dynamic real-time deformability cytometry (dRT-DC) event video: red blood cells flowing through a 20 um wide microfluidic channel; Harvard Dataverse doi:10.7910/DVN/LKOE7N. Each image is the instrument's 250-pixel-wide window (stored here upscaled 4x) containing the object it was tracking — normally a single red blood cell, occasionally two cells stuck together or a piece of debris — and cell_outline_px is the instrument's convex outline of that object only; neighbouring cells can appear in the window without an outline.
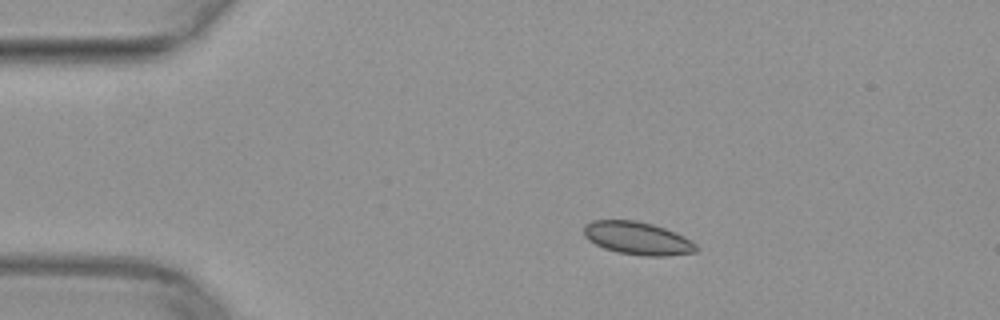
{"species": "common noctule bat (a hibernating species)", "species_latin": "Nyctalus noctula", "temperature_condition": "warm", "stored_images_in_passage": 21, "camera_frame_rate_fps": 3000, "um_per_image_px": 0.085, "animal": {"sex": "female", "body_mass_g": 29.2, "forearm_length_mm": 56.3}, "frame": {"image": 1, "passage_image": 9, "time_ms": 2.667, "image_size_px": [1000, 320], "cell_outline_px": [[700, 248], [696, 252], [664, 256], [644, 256], [616, 252], [604, 248], [588, 240], [584, 236], [584, 224], [592, 220], [636, 220], [652, 224], [676, 232], [692, 240]], "centroid_in_image_um": [54.2, 20.25], "position_along_channel_um": 30.8, "area_um2": 21.73}}
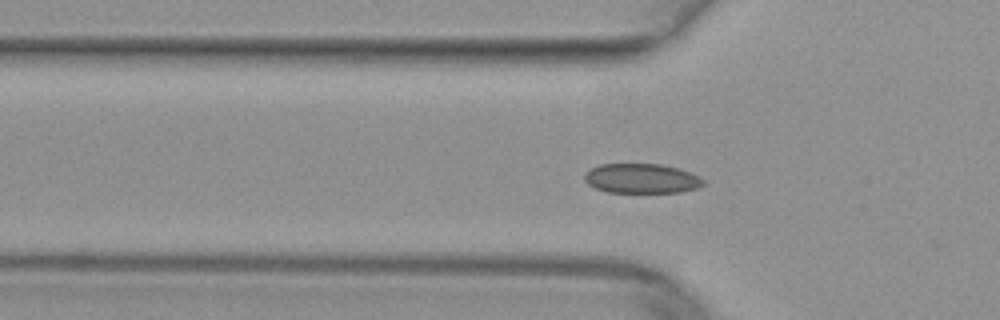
{"frame": {"image": 2, "passage_image": 16, "time_ms": 5.0, "image_size_px": [1000, 320], "cell_outline_px": [[704, 184], [696, 188], [680, 192], [608, 192], [596, 188], [588, 184], [584, 180], [584, 176], [592, 168], [600, 164], [660, 164], [680, 168], [700, 176], [704, 180]], "centroid_in_image_um": [54.56, 15.16], "position_along_channel_um": 71.2, "area_um2": 20.46}}
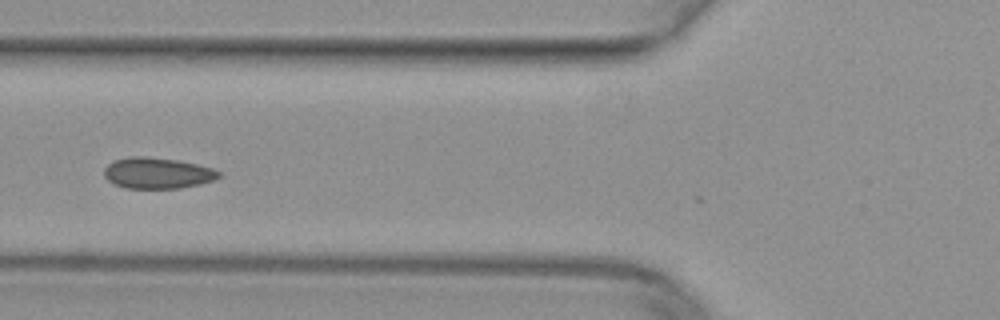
{"frame": {"image": 3, "passage_image": 19, "time_ms": 6.0, "image_size_px": [1000, 320], "cell_outline_px": [[220, 176], [212, 180], [200, 184], [180, 188], [124, 188], [108, 180], [104, 176], [104, 168], [112, 160], [128, 156], [144, 156], [180, 160], [212, 168], [220, 172]], "centroid_in_image_um": [13.34, 14.7], "position_along_channel_um": 112.5, "area_um2": 20.81}}